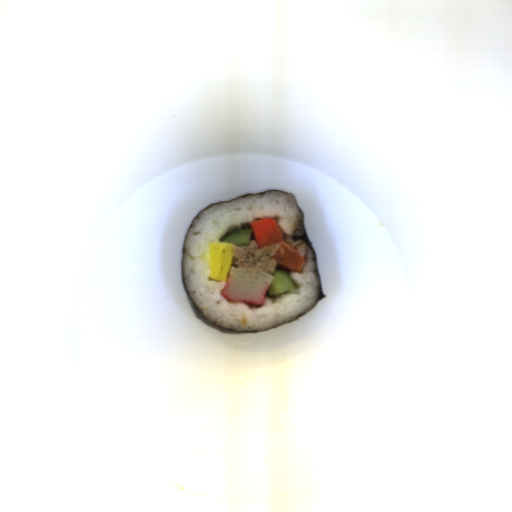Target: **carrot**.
<instances>
[{
  "instance_id": "b8716197",
  "label": "carrot",
  "mask_w": 512,
  "mask_h": 512,
  "mask_svg": "<svg viewBox=\"0 0 512 512\" xmlns=\"http://www.w3.org/2000/svg\"><path fill=\"white\" fill-rule=\"evenodd\" d=\"M251 235L258 248L279 244V249L274 253L273 259L276 265L284 271L299 272L305 265V258L301 253L291 246L284 238V235L275 218L255 220L250 224Z\"/></svg>"
}]
</instances>
